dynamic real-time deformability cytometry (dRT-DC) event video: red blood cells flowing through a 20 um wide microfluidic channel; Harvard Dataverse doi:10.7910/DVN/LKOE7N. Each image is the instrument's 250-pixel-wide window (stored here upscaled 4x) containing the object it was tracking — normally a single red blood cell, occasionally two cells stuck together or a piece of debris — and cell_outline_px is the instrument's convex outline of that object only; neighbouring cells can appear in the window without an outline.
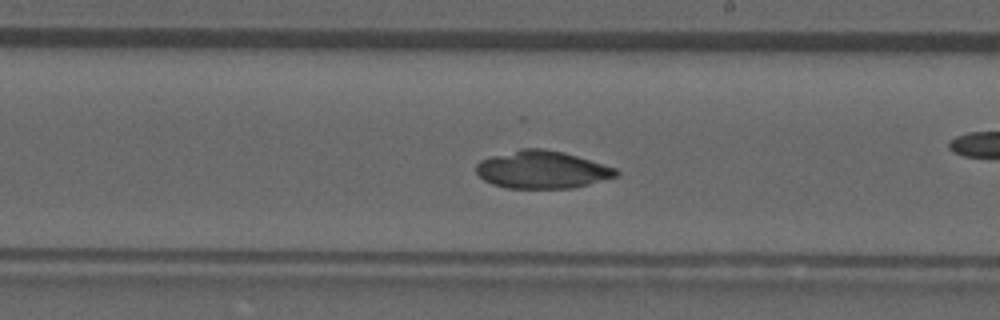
{"species": "common noctule bat (a hibernating species)", "species_latin": "Nyctalus noctula", "temperature_condition": "room temperature", "stored_images_in_passage": 34, "camera_frame_rate_fps": 3000, "um_per_image_px": 0.085, "animal": {"sex": "male", "forearm_length_mm": 52.5}, "frame": {"image": 1, "passage_image": 19, "time_ms": 6.0, "image_size_px": [1000, 320], "cell_outline_px": [[620, 176], [572, 188], [508, 188], [492, 184], [484, 180], [476, 172], [476, 164], [480, 160], [492, 156], [520, 148], [544, 148], [564, 152], [616, 168], [620, 172]], "centroid_in_image_um": [46.09, 14.42], "position_along_channel_um": 242.9, "area_um2": 30.75}}